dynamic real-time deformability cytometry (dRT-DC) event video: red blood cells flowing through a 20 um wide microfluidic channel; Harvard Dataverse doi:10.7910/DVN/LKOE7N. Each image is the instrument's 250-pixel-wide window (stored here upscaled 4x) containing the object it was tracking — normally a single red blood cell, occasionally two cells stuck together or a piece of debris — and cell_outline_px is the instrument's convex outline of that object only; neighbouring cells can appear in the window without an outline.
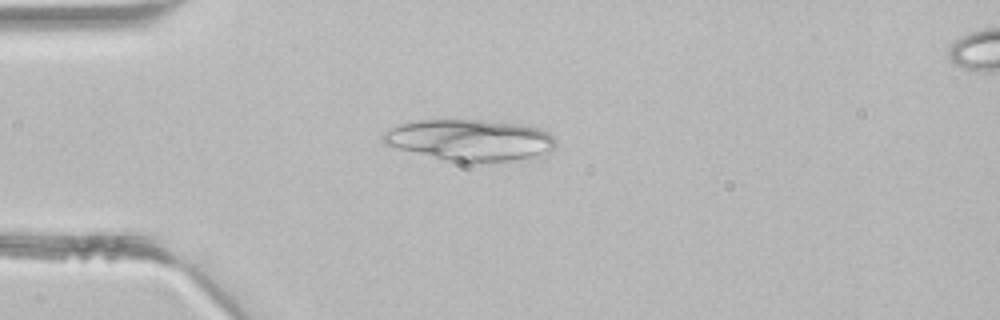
{"species": "common noctule bat (a hibernating species)", "species_latin": "Nyctalus noctula", "temperature_condition": "room temperature", "stored_images_in_passage": 1, "camera_frame_rate_fps": 3000, "um_per_image_px": 0.085, "animal": {"sex": "male", "body_mass_g": 21.5, "forearm_length_mm": 52.0}, "frame": {"image": 1, "passage_image": 1, "time_ms": 0.0, "image_size_px": [1000, 320], "cell_outline_px": [[556, 144], [548, 156], [512, 160], [448, 160], [384, 144], [380, 136], [384, 132], [400, 124], [420, 120], [480, 120], [516, 124], [540, 128], [556, 136]], "centroid_in_image_um": [40.04, 11.89], "position_along_channel_um": 45.0, "area_um2": 40.92}}